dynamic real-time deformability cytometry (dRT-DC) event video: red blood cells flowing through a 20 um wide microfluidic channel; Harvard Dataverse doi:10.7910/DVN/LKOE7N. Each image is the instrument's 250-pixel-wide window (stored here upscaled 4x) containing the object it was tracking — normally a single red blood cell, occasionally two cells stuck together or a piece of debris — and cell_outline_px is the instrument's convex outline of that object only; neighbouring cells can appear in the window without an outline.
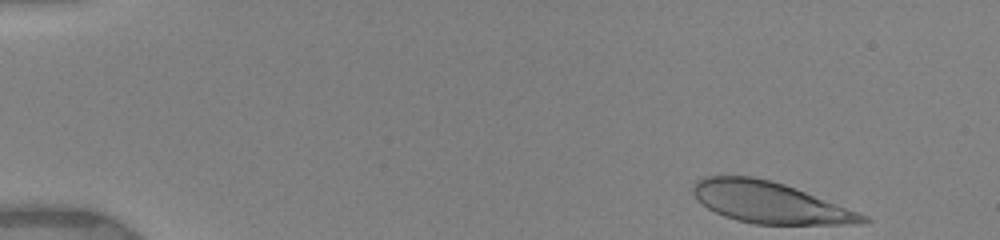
{"species": "human", "species_latin": "Homo sapiens", "temperature_condition": "warm", "stored_images_in_passage": 64, "camera_frame_rate_fps": 3000, "um_per_image_px": 0.085, "donor": {"sex": "female"}, "frame": {"image": 1, "passage_image": 1, "time_ms": 0.0, "image_size_px": [1000, 240], "cell_outline_px": [[872, 220], [864, 224], [756, 224], [736, 220], [724, 216], [708, 208], [696, 200], [692, 192], [692, 188], [696, 180], [704, 176], [752, 176], [772, 180], [784, 184], [868, 216]], "centroid_in_image_um": [65.39, 17.21], "position_along_channel_um": 19.6, "area_um2": 40.63}}
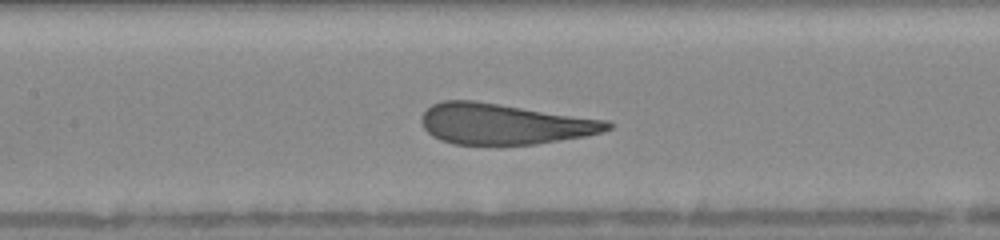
{"frame": {"image": 2, "passage_image": 29, "time_ms": 6.667, "image_size_px": [1000, 240], "cell_outline_px": [[612, 128], [604, 132], [584, 136], [536, 144], [452, 144], [440, 140], [432, 136], [424, 128], [420, 120], [420, 116], [432, 104], [444, 100], [472, 100], [608, 120], [612, 124]], "centroid_in_image_um": [42.84, 10.53], "position_along_channel_um": 164.6, "area_um2": 44.1}}
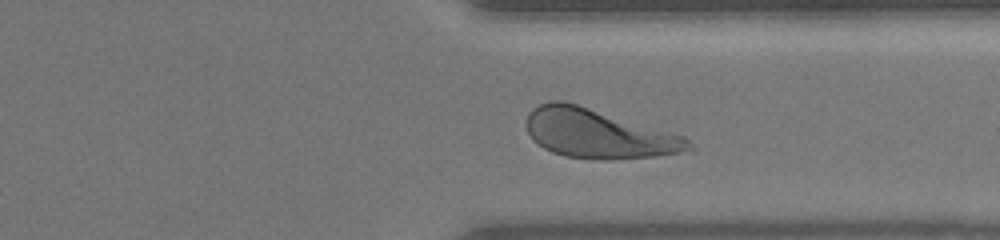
{"frame": {"image": 3, "passage_image": 58, "time_ms": 11.667, "image_size_px": [1000, 240], "cell_outline_px": [[692, 148], [680, 152], [656, 156], [604, 160], [592, 160], [564, 156], [552, 152], [536, 144], [532, 140], [528, 132], [528, 112], [532, 108], [540, 104], [552, 100], [564, 100], [684, 136], [692, 144]], "centroid_in_image_um": [50.8, 11.37], "position_along_channel_um": 360.6, "area_um2": 46.18}, "authors_computed_cell_mechanics": {"area_um2": 44.6794, "velocity_mm_per_s": 3.9134, "shape_relaxation_time_tau1_ms": 3.1421, "shape_relaxation_time_tau2_ms": null, "deformation_change_tau1": 0.1689, "deformation_change_tau2": null}}